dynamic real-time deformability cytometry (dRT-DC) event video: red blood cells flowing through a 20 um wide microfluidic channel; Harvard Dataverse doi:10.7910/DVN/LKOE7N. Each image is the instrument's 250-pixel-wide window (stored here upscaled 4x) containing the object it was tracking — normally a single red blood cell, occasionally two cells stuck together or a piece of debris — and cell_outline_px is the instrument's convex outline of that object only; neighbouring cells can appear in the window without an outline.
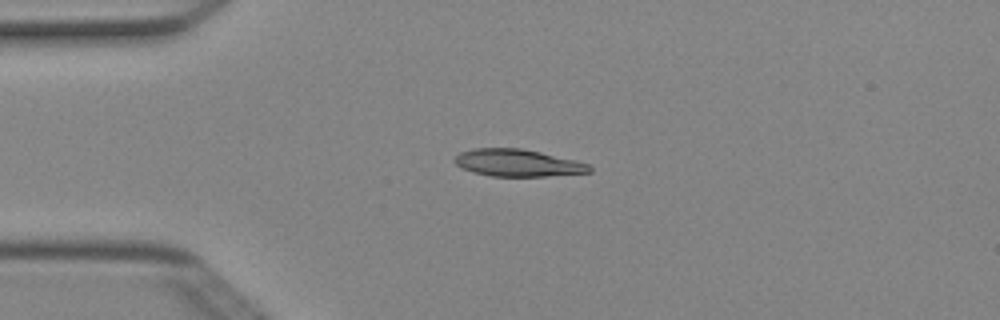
{"species": "Egyptian fruit bat (a non-hibernating species)", "species_latin": "Rousettus aegyptiacus", "temperature_condition": "cold", "stored_images_in_passage": 3, "camera_frame_rate_fps": 3000, "um_per_image_px": 0.085, "animal": {"sex": "female"}, "frame": {"image": 1, "passage_image": 3, "time_ms": 0.667, "image_size_px": [1000, 320], "cell_outline_px": [[592, 172], [548, 176], [492, 176], [472, 172], [456, 164], [452, 160], [460, 152], [472, 148], [520, 148], [540, 152], [576, 160], [588, 164], [592, 168]], "centroid_in_image_um": [44.0, 13.84], "position_along_channel_um": 41.0, "area_um2": 21.33}}